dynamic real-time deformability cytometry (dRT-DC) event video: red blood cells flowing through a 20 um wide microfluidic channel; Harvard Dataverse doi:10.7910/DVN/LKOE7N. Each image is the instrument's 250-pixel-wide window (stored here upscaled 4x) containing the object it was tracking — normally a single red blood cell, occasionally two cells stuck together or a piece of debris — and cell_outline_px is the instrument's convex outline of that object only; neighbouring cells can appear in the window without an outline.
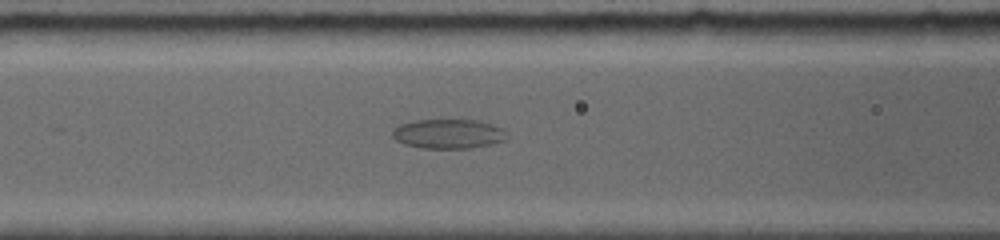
{"species": "common noctule bat (a hibernating species)", "species_latin": "Nyctalus noctula", "temperature_condition": "room temperature", "stored_images_in_passage": 20, "camera_frame_rate_fps": 5000, "um_per_image_px": 0.085, "animal": {"sex": "female", "body_mass_g": 19.0, "forearm_length_mm": 56.7}, "frame": {"image": 1, "passage_image": 15, "time_ms": 5.0, "image_size_px": [1000, 240], "cell_outline_px": [[508, 136], [504, 140], [488, 144], [468, 148], [420, 148], [404, 144], [396, 140], [392, 136], [392, 128], [400, 124], [412, 120], [476, 120], [492, 124], [504, 128]], "centroid_in_image_um": [38.07, 11.36], "position_along_channel_um": 128.5, "area_um2": 19.71}}
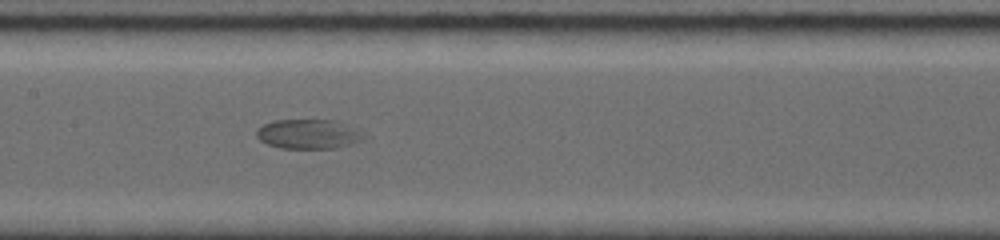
{"frame": {"image": 2, "passage_image": 17, "time_ms": 6.4, "image_size_px": [1000, 240], "cell_outline_px": [[368, 136], [364, 140], [352, 144], [336, 148], [280, 148], [268, 144], [260, 140], [256, 136], [256, 132], [264, 124], [276, 120], [336, 120], [360, 128]], "centroid_in_image_um": [26.34, 11.39], "position_along_channel_um": 181.1, "area_um2": 18.79}}
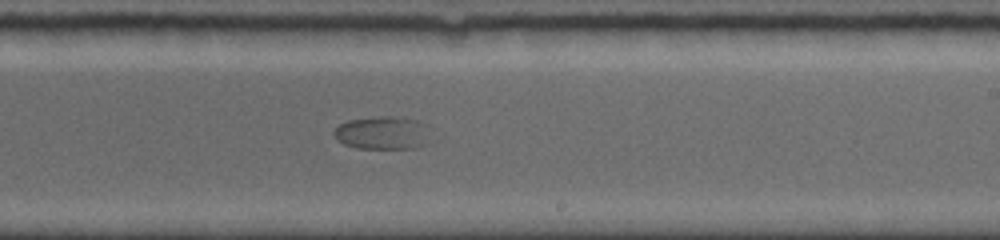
{"frame": {"image": 3, "passage_image": 20, "time_ms": 8.4, "image_size_px": [1000, 240], "cell_outline_px": [[428, 144], [416, 148], [356, 148], [344, 144], [336, 140], [332, 132], [340, 124], [348, 120], [376, 116], [392, 116], [420, 120]], "centroid_in_image_um": [32.42, 11.29], "position_along_channel_um": 256.6, "area_um2": 18.38}}